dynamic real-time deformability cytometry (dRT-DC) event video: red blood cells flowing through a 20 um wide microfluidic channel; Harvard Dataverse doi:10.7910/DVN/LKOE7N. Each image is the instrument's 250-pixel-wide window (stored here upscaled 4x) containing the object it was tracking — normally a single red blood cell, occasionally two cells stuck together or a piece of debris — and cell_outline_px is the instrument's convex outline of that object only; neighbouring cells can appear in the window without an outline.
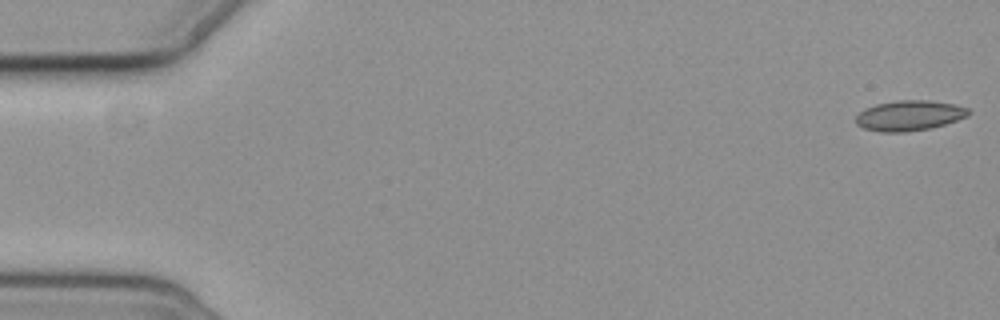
{"species": "common noctule bat (a hibernating species)", "species_latin": "Nyctalus noctula", "temperature_condition": "cold", "stored_images_in_passage": 5, "camera_frame_rate_fps": 3000, "um_per_image_px": 0.085, "animal": {"sex": "female", "body_mass_g": 19.3, "forearm_length_mm": 54.1}, "frame": {"image": 1, "passage_image": 1, "time_ms": 0.0, "image_size_px": [1000, 320], "cell_outline_px": [[972, 112], [968, 116], [932, 128], [904, 132], [880, 132], [864, 128], [856, 124], [856, 116], [864, 108], [876, 104], [896, 100], [928, 100], [952, 104], [968, 108]], "centroid_in_image_um": [77.28, 9.82], "position_along_channel_um": 7.7, "area_um2": 19.88}}
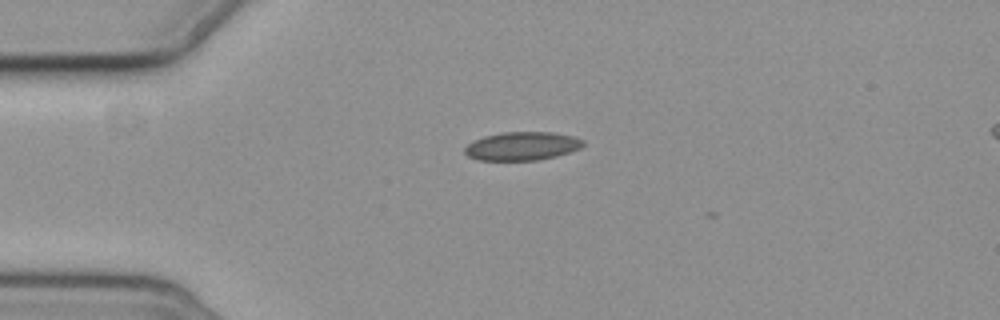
{"frame": {"image": 2, "passage_image": 4, "time_ms": 4.333, "image_size_px": [1000, 320], "cell_outline_px": [[584, 144], [580, 148], [556, 156], [540, 160], [476, 160], [468, 156], [464, 152], [464, 148], [468, 144], [484, 136], [504, 132], [552, 132], [572, 136], [584, 140]], "centroid_in_image_um": [44.37, 12.42], "position_along_channel_um": 40.6, "area_um2": 19.54}}